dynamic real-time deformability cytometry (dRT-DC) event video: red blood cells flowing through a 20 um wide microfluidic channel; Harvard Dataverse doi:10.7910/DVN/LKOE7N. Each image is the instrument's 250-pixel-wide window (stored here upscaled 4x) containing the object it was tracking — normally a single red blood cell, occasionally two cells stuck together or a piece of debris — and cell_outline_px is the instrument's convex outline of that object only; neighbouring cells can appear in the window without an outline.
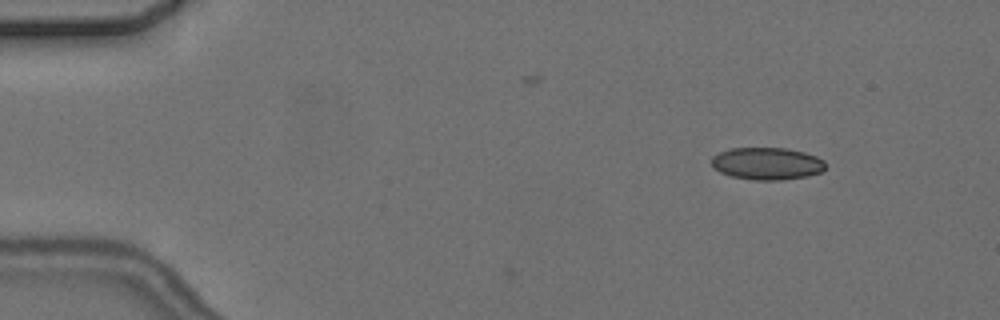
{"species": "common noctule bat (a hibernating species)", "species_latin": "Nyctalus noctula", "temperature_condition": "cold", "stored_images_in_passage": 4, "camera_frame_rate_fps": 3000, "um_per_image_px": 0.085, "animal": {"sex": "female", "body_mass_g": 24.6, "forearm_length_mm": 56.2}, "frame": {"image": 1, "passage_image": 1, "time_ms": 0.0, "image_size_px": [1000, 320], "cell_outline_px": [[824, 168], [820, 172], [808, 176], [780, 180], [752, 180], [732, 176], [720, 172], [712, 168], [712, 156], [728, 148], [788, 148], [804, 152], [816, 156], [824, 160]], "centroid_in_image_um": [65.17, 13.9], "position_along_channel_um": 19.8, "area_um2": 21.5}}
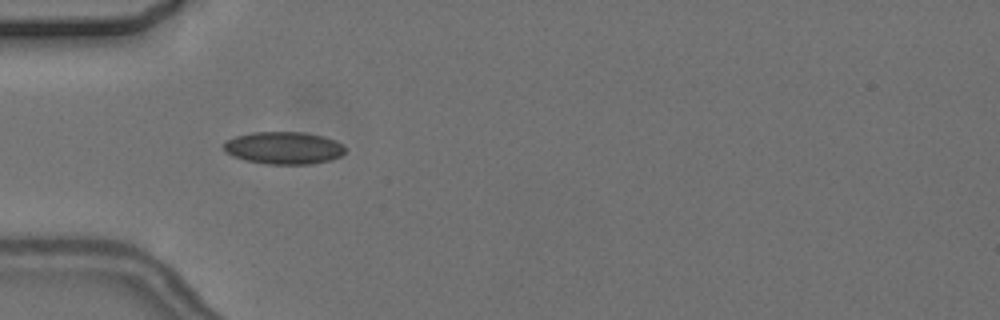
{"frame": {"image": 2, "passage_image": 4, "time_ms": 3.667, "image_size_px": [1000, 320], "cell_outline_px": [[344, 152], [340, 156], [332, 160], [312, 164], [268, 164], [248, 160], [232, 156], [224, 152], [224, 144], [228, 140], [236, 136], [252, 132], [304, 132], [324, 136], [336, 140], [344, 144]], "centroid_in_image_um": [24.15, 12.57], "position_along_channel_um": 60.8, "area_um2": 23.0}}